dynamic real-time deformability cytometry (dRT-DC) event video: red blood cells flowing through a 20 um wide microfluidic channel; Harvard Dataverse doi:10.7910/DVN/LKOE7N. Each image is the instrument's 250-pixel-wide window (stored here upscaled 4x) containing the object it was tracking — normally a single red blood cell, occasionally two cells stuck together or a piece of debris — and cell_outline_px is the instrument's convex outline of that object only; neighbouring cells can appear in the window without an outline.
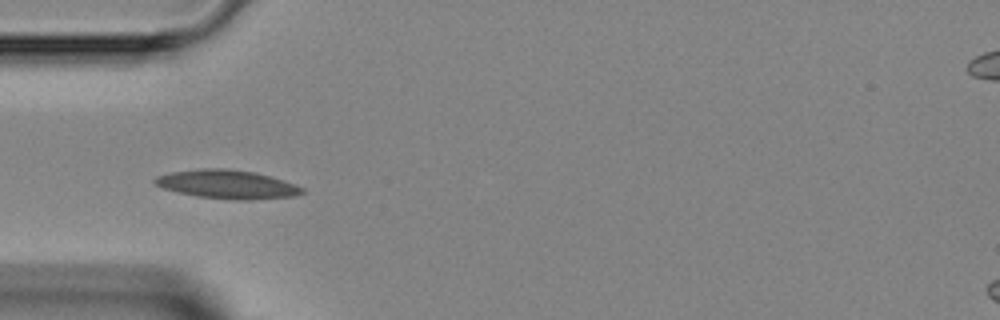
{"species": "Egyptian fruit bat (a non-hibernating species)", "species_latin": "Rousettus aegyptiacus", "temperature_condition": "room temperature", "stored_images_in_passage": 26, "camera_frame_rate_fps": 3000, "um_per_image_px": 0.085, "animal": {"sex": "female"}, "frame": {"image": 1, "passage_image": 2, "time_ms": 0.333, "image_size_px": [1000, 320], "cell_outline_px": [[304, 192], [292, 196], [248, 200], [236, 200], [196, 196], [176, 192], [164, 188], [156, 184], [152, 180], [156, 176], [168, 172], [200, 168], [224, 168], [256, 172], [284, 180], [296, 184], [304, 188]], "centroid_in_image_um": [19.29, 15.66], "position_along_channel_um": 65.7, "area_um2": 24.74}}
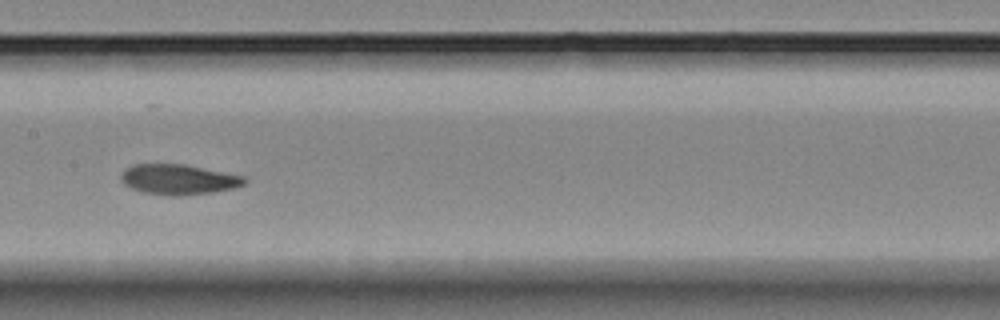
{"frame": {"image": 2, "passage_image": 11, "time_ms": 3.333, "image_size_px": [1000, 320], "cell_outline_px": [[248, 180], [244, 184], [232, 188], [212, 192], [180, 196], [172, 196], [144, 192], [132, 188], [124, 184], [120, 180], [120, 176], [124, 168], [132, 164], [184, 164], [244, 176]], "centroid_in_image_um": [15.14, 15.24], "position_along_channel_um": 192.3, "area_um2": 21.73}}
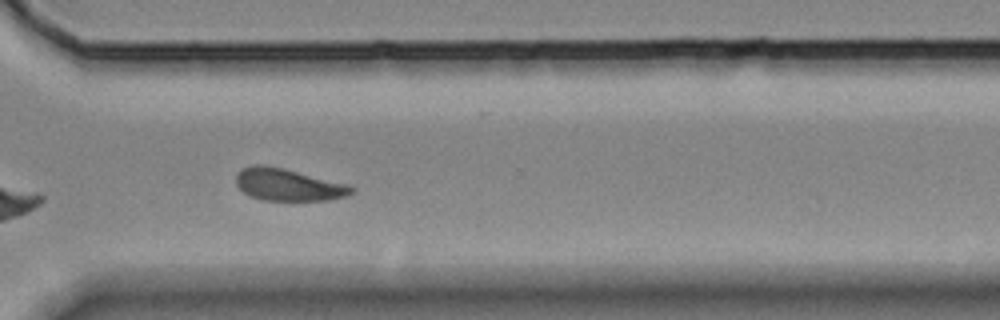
{"frame": {"image": 3, "passage_image": 22, "time_ms": 7.0, "image_size_px": [1000, 320], "cell_outline_px": [[356, 188], [348, 196], [328, 200], [264, 200], [248, 196], [236, 184], [236, 172], [240, 168], [252, 164], [264, 164], [284, 168], [352, 184]], "centroid_in_image_um": [24.52, 15.68], "position_along_channel_um": 346.1, "area_um2": 22.2}}